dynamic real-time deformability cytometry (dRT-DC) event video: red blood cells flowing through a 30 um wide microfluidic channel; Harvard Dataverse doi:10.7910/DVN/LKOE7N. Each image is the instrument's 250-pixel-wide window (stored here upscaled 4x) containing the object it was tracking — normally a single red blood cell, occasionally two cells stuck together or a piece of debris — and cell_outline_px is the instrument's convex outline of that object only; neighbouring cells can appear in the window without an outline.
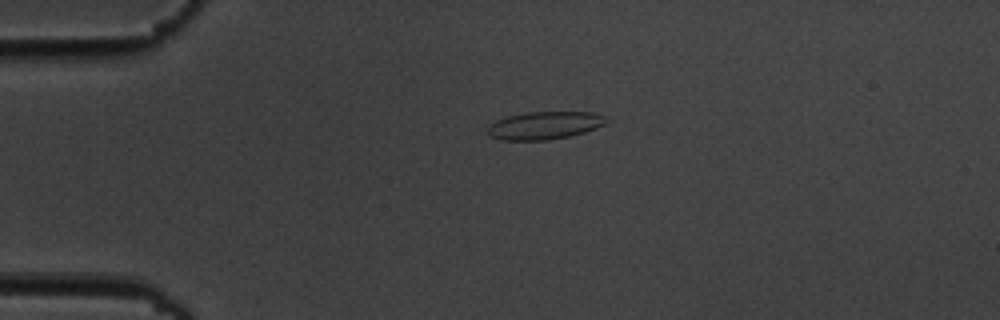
{"species": "common noctule bat (a hibernating species)", "species_latin": "Nyctalus noctula", "temperature_condition": "cold", "stored_images_in_passage": 2, "camera_frame_rate_fps": 3000, "um_per_image_px": 0.085, "animal": {"sex": "male", "body_mass_g": 19.5, "forearm_length_mm": 54.6}, "frame": {"image": 1, "passage_image": 1, "time_ms": 0.0, "image_size_px": [1000, 320], "cell_outline_px": [[612, 120], [596, 128], [584, 132], [568, 136], [548, 140], [500, 140], [488, 136], [488, 124], [496, 120], [508, 116], [528, 112], [592, 112], [604, 116]], "centroid_in_image_um": [46.28, 10.66], "position_along_channel_um": 38.7, "area_um2": 19.31}}